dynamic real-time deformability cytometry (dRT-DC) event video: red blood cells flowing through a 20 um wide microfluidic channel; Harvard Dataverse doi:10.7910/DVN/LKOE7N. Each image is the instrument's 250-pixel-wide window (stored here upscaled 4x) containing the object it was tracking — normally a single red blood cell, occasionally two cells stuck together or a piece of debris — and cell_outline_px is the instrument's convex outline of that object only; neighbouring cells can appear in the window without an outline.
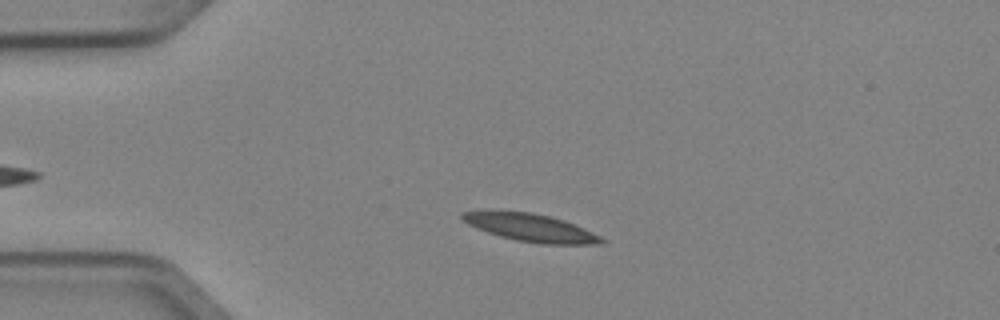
{"species": "Egyptian fruit bat (a non-hibernating species)", "species_latin": "Rousettus aegyptiacus", "temperature_condition": "cold", "stored_images_in_passage": 2, "camera_frame_rate_fps": 3000, "um_per_image_px": 0.085, "animal": {"sex": "female"}, "frame": {"image": 1, "passage_image": 2, "time_ms": 0.333, "image_size_px": [1000, 320], "cell_outline_px": [[608, 240], [604, 244], [540, 244], [516, 240], [500, 236], [488, 232], [468, 224], [460, 216], [460, 212], [532, 212], [564, 220], [584, 228]], "centroid_in_image_um": [45.2, 19.38], "position_along_channel_um": 39.8, "area_um2": 22.08}}